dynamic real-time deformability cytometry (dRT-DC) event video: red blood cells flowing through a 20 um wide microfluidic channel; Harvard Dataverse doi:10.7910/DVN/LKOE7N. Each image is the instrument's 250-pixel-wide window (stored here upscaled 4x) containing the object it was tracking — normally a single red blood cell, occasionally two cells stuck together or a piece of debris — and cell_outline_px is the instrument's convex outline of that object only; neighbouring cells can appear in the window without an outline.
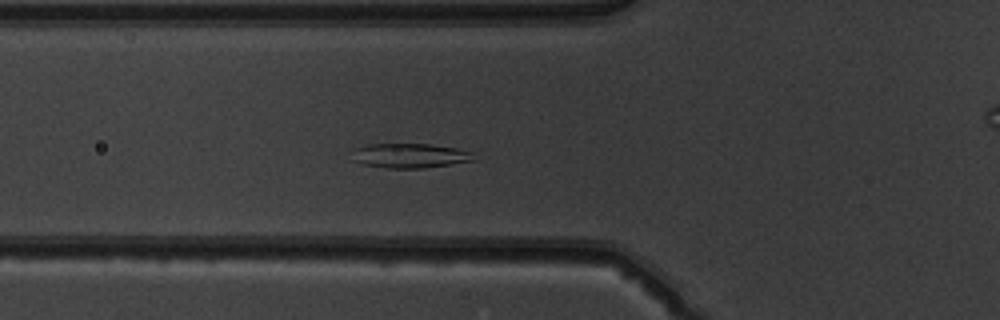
{"species": "common noctule bat (a hibernating species)", "species_latin": "Nyctalus noctula", "temperature_condition": "warm", "stored_images_in_passage": 50, "segment_of_instrument_passage": [1, 2], "camera_frame_rate_fps": 3000, "um_per_image_px": 0.085, "animal": {"sex": "male", "body_mass_g": 19.5, "forearm_length_mm": 54.6}, "frame": {"image": 1, "passage_image": 17, "time_ms": 5.333, "image_size_px": [1000, 320], "cell_outline_px": [[476, 160], [452, 164], [424, 168], [388, 168], [364, 164], [352, 160], [352, 148], [368, 144], [432, 144], [456, 148], [472, 152]], "centroid_in_image_um": [34.82, 13.22], "position_along_channel_um": 91.0, "area_um2": 17.57}}
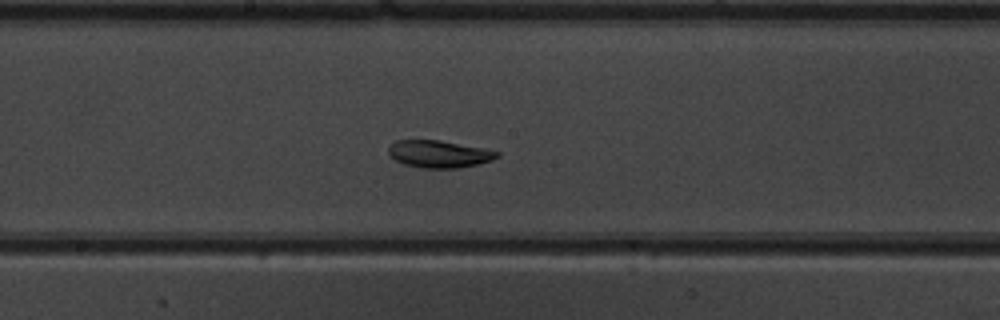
{"frame": {"image": 2, "passage_image": 26, "time_ms": 8.333, "image_size_px": [1000, 320], "cell_outline_px": [[500, 156], [492, 160], [476, 164], [456, 168], [420, 168], [404, 164], [396, 160], [388, 152], [388, 148], [396, 140], [440, 140], [500, 152]], "centroid_in_image_um": [37.3, 13.09], "position_along_channel_um": 210.9, "area_um2": 16.99}}
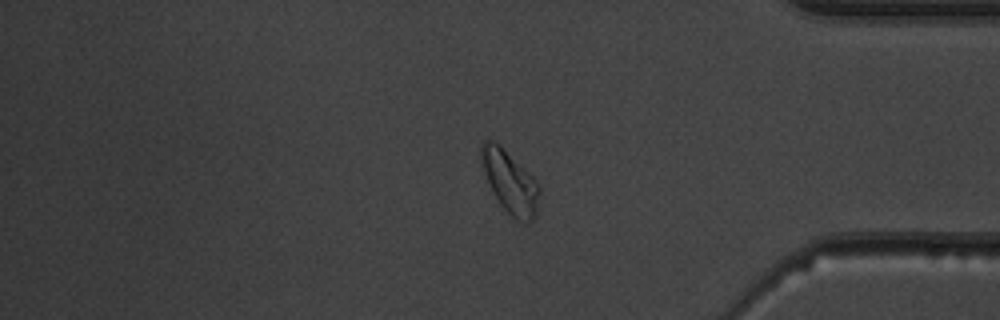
{"frame": {"image": 3, "passage_image": 41, "time_ms": 13.333, "image_size_px": [1000, 320], "cell_outline_px": [[540, 192], [536, 216], [528, 224], [516, 220], [500, 204], [484, 172], [480, 156], [480, 144], [484, 140], [492, 140], [528, 172], [536, 180], [540, 188]], "centroid_in_image_um": [43.37, 15.51], "position_along_channel_um": 391.8, "area_um2": 20.58}}